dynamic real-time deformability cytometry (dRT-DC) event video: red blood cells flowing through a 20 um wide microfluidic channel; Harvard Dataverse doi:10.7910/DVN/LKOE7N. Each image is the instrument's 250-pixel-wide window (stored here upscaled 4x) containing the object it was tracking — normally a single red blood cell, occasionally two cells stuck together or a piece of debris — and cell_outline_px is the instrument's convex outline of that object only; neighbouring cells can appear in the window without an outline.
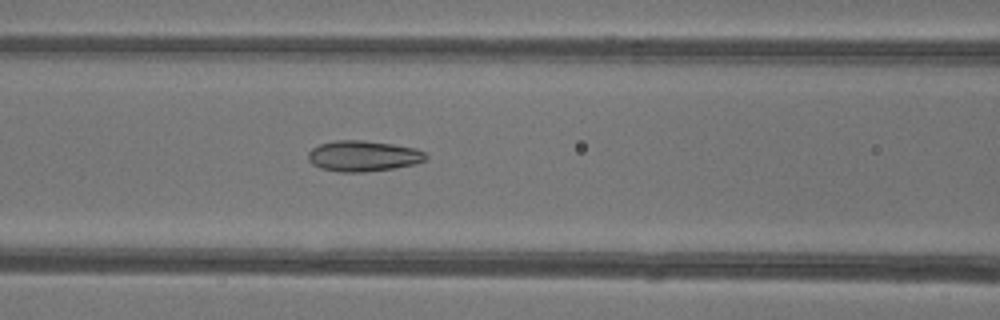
{"species": "common noctule bat (a hibernating species)", "species_latin": "Nyctalus noctula", "temperature_condition": "warm", "stored_images_in_passage": 39, "camera_frame_rate_fps": 3000, "um_per_image_px": 0.085, "animal": {"sex": "female"}, "frame": {"image": 1, "passage_image": 12, "time_ms": 3.667, "image_size_px": [1000, 320], "cell_outline_px": [[428, 156], [424, 160], [416, 164], [396, 168], [364, 172], [340, 172], [320, 168], [312, 164], [308, 160], [308, 152], [312, 148], [320, 144], [336, 140], [360, 140], [392, 144], [416, 148], [424, 152]], "centroid_in_image_um": [30.87, 13.27], "position_along_channel_um": 135.7, "area_um2": 21.15}}
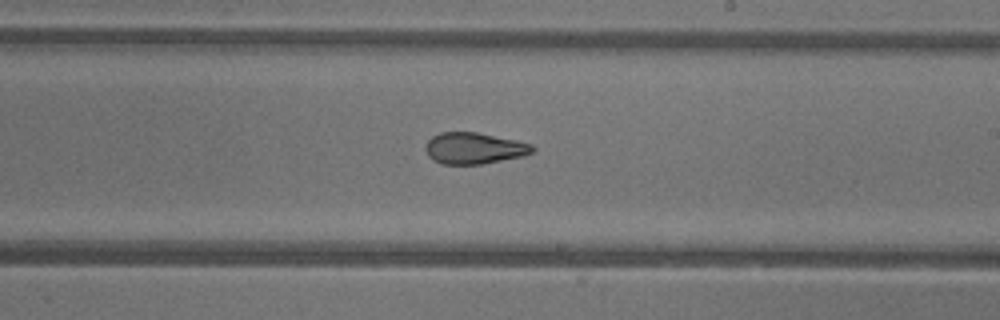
{"frame": {"image": 2, "passage_image": 20, "time_ms": 6.333, "image_size_px": [1000, 320], "cell_outline_px": [[536, 148], [532, 152], [524, 156], [480, 164], [440, 164], [432, 160], [428, 156], [424, 148], [428, 140], [432, 136], [440, 132], [476, 132], [516, 140], [532, 144]], "centroid_in_image_um": [40.28, 12.6], "position_along_channel_um": 248.7, "area_um2": 19.65}}
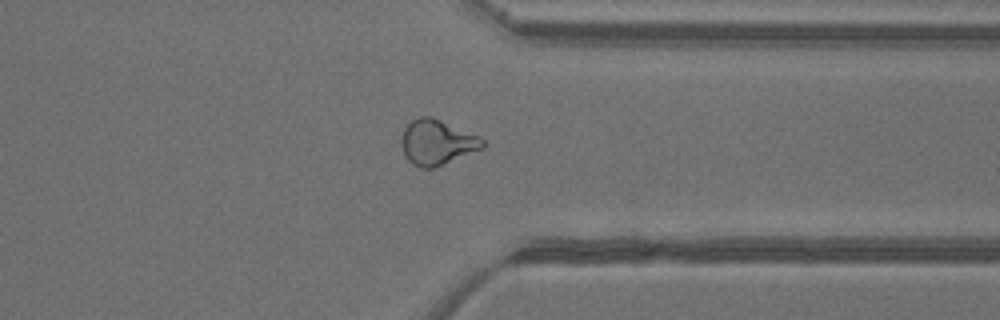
{"frame": {"image": 3, "passage_image": 29, "time_ms": 9.333, "image_size_px": [1000, 320], "cell_outline_px": [[484, 148], [432, 168], [420, 168], [412, 164], [404, 156], [400, 144], [400, 140], [404, 128], [412, 120], [420, 116], [432, 116], [480, 136], [484, 140]], "centroid_in_image_um": [37.12, 12.09], "position_along_channel_um": 374.3, "area_um2": 21.5}, "authors_computed_cell_mechanics": {"area_um2": 21.1548, "velocity_mm_per_s": 4.2477, "shape_relaxation_time_tau1_ms": null, "shape_relaxation_time_tau2_ms": 1.7516, "deformation_change_tau1": null, "deformation_change_tau2": 0.0959}}